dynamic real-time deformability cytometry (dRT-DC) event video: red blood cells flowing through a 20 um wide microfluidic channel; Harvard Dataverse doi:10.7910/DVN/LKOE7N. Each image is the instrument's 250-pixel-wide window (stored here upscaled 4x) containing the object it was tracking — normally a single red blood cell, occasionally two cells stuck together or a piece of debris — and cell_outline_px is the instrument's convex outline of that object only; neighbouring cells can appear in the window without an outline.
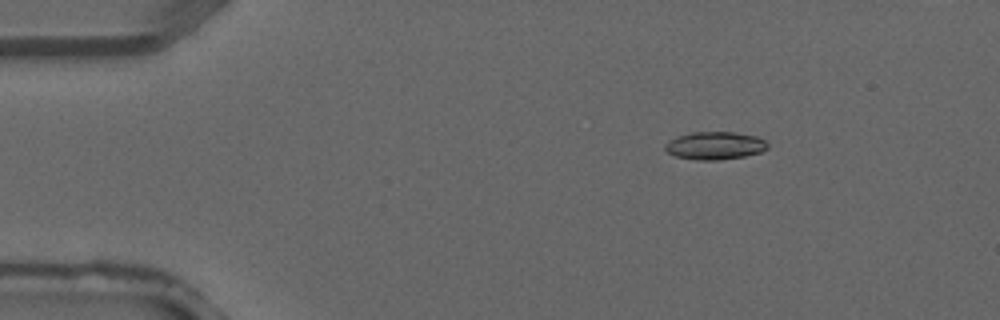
{"species": "common noctule bat (a hibernating species)", "species_latin": "Nyctalus noctula", "temperature_condition": "warm", "stored_images_in_passage": 3, "camera_frame_rate_fps": 3000, "um_per_image_px": 0.085, "animal": {"sex": "male", "forearm_length_mm": 52.5}, "frame": {"image": 1, "passage_image": 2, "time_ms": 0.333, "image_size_px": [1000, 320], "cell_outline_px": [[768, 148], [760, 152], [744, 156], [720, 160], [696, 160], [676, 156], [668, 152], [664, 148], [664, 144], [668, 140], [676, 136], [692, 132], [736, 132], [756, 136], [764, 140], [768, 144]], "centroid_in_image_um": [60.75, 12.37], "position_along_channel_um": 24.3, "area_um2": 16.7}}